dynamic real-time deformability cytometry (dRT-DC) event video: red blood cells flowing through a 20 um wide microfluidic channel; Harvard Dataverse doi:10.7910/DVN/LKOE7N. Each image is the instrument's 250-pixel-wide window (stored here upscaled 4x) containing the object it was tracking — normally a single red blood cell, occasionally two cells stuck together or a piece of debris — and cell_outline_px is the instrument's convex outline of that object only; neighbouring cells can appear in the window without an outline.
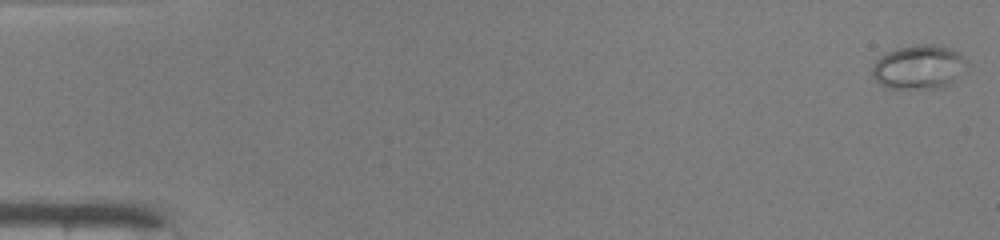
{"species": "common noctule bat (a hibernating species)", "species_latin": "Nyctalus noctula", "temperature_condition": "warm", "stored_images_in_passage": 49, "camera_frame_rate_fps": 3000, "um_per_image_px": 0.085, "animal": {"sex": "male", "body_mass_g": 19.0, "forearm_length_mm": 50.8}, "frame": {"image": 1, "passage_image": 1, "time_ms": 0.0, "image_size_px": [1000, 240], "cell_outline_px": [[968, 60], [952, 80], [948, 84], [940, 88], [888, 88], [880, 84], [872, 76], [872, 68], [876, 60], [880, 56], [888, 52], [900, 48], [916, 44], [932, 44], [952, 48], [960, 52]], "centroid_in_image_um": [78.06, 5.68], "position_along_channel_um": 6.9, "area_um2": 23.93}}
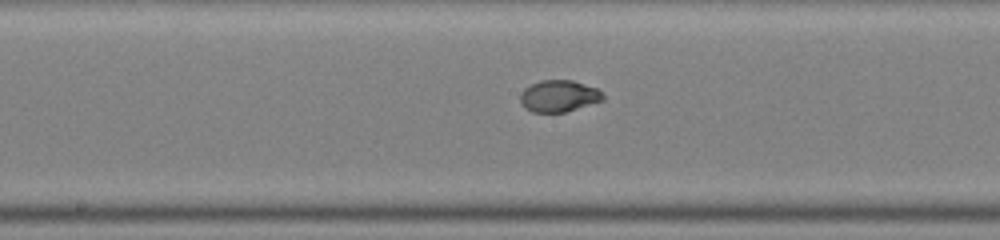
{"frame": {"image": 2, "passage_image": 26, "time_ms": 8.333, "image_size_px": [1000, 240], "cell_outline_px": [[604, 100], [564, 112], [532, 112], [524, 108], [520, 100], [520, 92], [524, 88], [540, 80], [572, 80], [596, 88], [604, 92]], "centroid_in_image_um": [47.49, 8.16], "position_along_channel_um": 200.7, "area_um2": 15.32}}
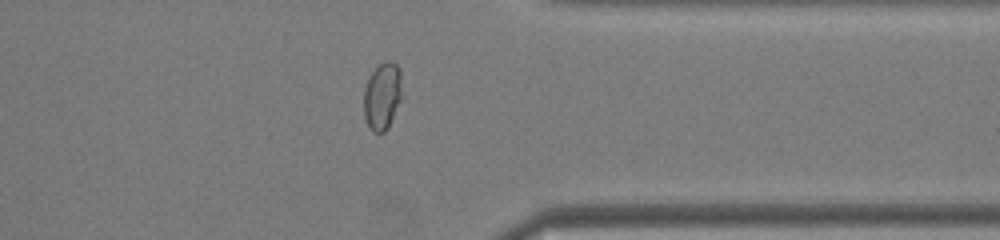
{"frame": {"image": 3, "passage_image": 39, "time_ms": 12.667, "image_size_px": [1000, 240], "cell_outline_px": [[400, 100], [388, 128], [384, 132], [372, 132], [364, 116], [364, 88], [368, 76], [384, 60], [392, 60], [400, 68]], "centroid_in_image_um": [32.47, 8.14], "position_along_channel_um": 378.9, "area_um2": 14.85}, "authors_computed_cell_mechanics": {"area_um2": 16.2996, "velocity_mm_per_s": 4.2134, "shape_relaxation_time_tau1_ms": 10.0517, "shape_relaxation_time_tau2_ms": null, "deformation_change_tau1": 0.3319, "deformation_change_tau2": null}}